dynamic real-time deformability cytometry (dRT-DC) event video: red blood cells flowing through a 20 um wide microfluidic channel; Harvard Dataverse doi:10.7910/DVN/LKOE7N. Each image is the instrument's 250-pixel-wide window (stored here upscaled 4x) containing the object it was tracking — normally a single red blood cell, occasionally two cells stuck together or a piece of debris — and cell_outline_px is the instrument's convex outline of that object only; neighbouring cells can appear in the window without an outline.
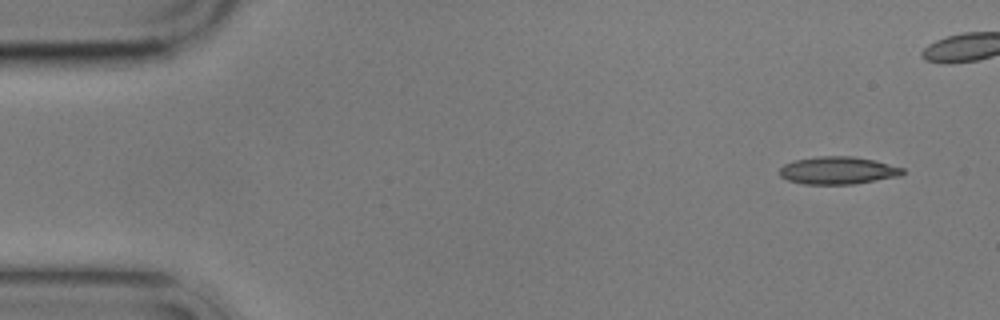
{"species": "common noctule bat (a hibernating species)", "species_latin": "Nyctalus noctula", "temperature_condition": "cold", "stored_images_in_passage": 11, "segment_of_instrument_passage": [1, 2], "camera_frame_rate_fps": 3000, "um_per_image_px": 0.085, "animal": {"sex": "male", "body_mass_g": 17.9}, "frame": {"image": 1, "passage_image": 1, "time_ms": 0.0, "image_size_px": [1000, 320], "cell_outline_px": [[904, 172], [900, 176], [856, 184], [804, 184], [788, 180], [780, 176], [780, 168], [784, 164], [796, 160], [816, 156], [852, 156], [872, 160], [904, 168]], "centroid_in_image_um": [71.22, 14.49], "position_along_channel_um": 13.8, "area_um2": 19.71}}
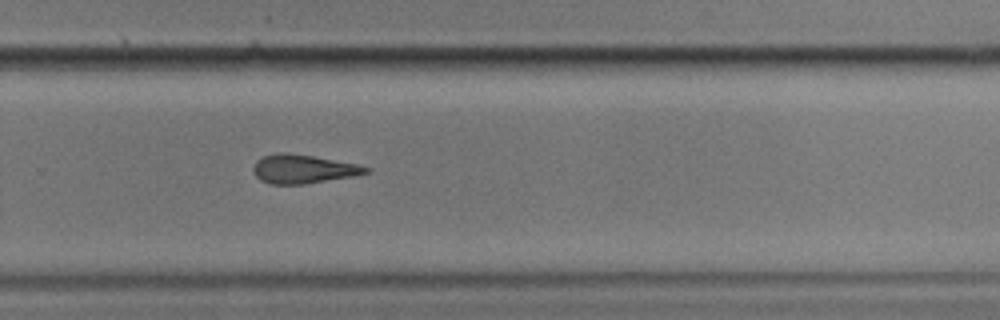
{"frame": {"image": 2, "passage_image": 10, "time_ms": 11.333, "image_size_px": [1000, 320], "cell_outline_px": [[372, 172], [352, 176], [304, 184], [272, 184], [260, 180], [252, 172], [252, 168], [256, 160], [264, 156], [276, 152], [288, 152], [312, 156], [356, 164], [372, 168]], "centroid_in_image_um": [25.74, 14.36], "position_along_channel_um": 304.1, "area_um2": 18.9}}